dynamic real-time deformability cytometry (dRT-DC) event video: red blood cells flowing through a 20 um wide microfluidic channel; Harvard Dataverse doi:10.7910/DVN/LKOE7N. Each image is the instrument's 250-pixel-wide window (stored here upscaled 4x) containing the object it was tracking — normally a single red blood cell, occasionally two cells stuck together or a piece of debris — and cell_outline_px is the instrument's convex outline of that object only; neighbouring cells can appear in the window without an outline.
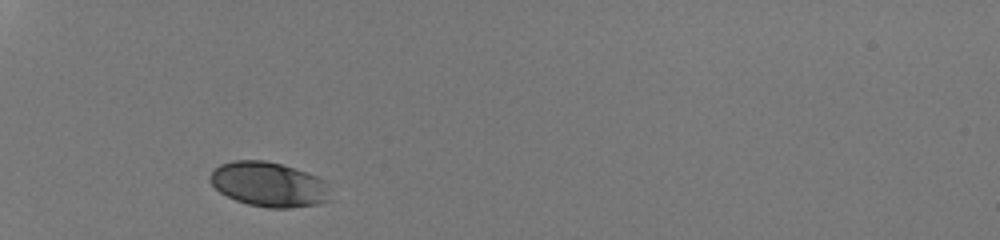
{"species": "human", "species_latin": "Homo sapiens", "temperature_condition": "room temperature", "stored_images_in_passage": 27, "camera_frame_rate_fps": 3000, "um_per_image_px": 0.085, "donor": {"sex": "male"}, "frame": {"image": 1, "passage_image": 1, "time_ms": 0.0, "image_size_px": [1000, 240], "cell_outline_px": [[332, 200], [320, 204], [288, 208], [268, 208], [248, 204], [236, 200], [220, 192], [208, 180], [208, 176], [220, 164], [232, 160], [264, 160], [280, 164], [308, 172], [324, 180]], "centroid_in_image_um": [22.86, 15.68], "position_along_channel_um": 62.1, "area_um2": 31.44}}
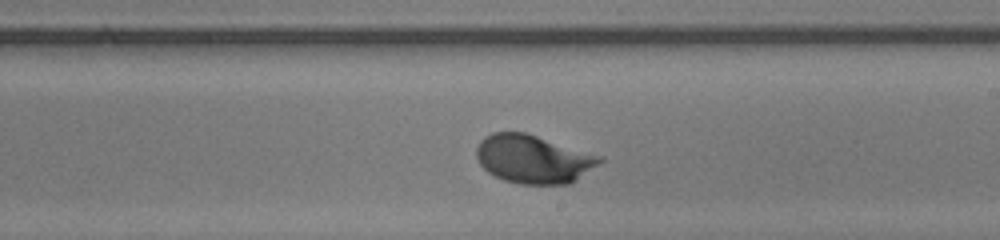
{"frame": {"image": 2, "passage_image": 16, "time_ms": 5.0, "image_size_px": [1000, 240], "cell_outline_px": [[604, 160], [600, 164], [576, 180], [568, 184], [520, 184], [504, 180], [488, 172], [480, 164], [476, 156], [476, 148], [480, 140], [484, 136], [492, 132], [524, 132], [604, 156]], "centroid_in_image_um": [45.35, 13.51], "position_along_channel_um": 243.6, "area_um2": 34.91}}
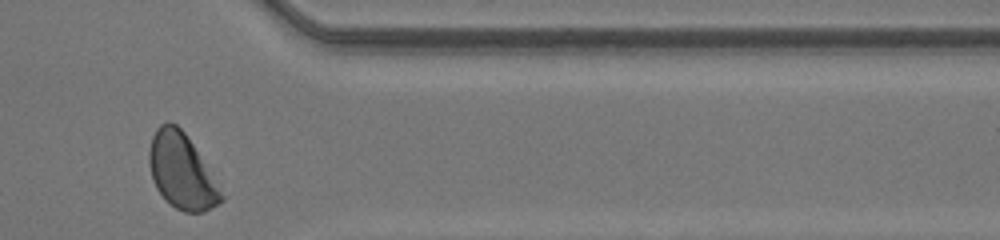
{"frame": {"image": 3, "passage_image": 27, "time_ms": 8.667, "image_size_px": [1000, 240], "cell_outline_px": [[224, 200], [212, 208], [204, 212], [184, 212], [176, 208], [156, 188], [152, 180], [148, 160], [148, 152], [152, 136], [156, 128], [160, 124], [168, 120], [176, 124], [184, 132], [192, 144], [224, 196]], "centroid_in_image_um": [15.4, 14.54], "position_along_channel_um": 396.0, "area_um2": 31.04}, "authors_computed_cell_mechanics": {"area_um2": 32.7726, "velocity_mm_per_s": 4.2224, "shape_relaxation_time_tau1_ms": 1.5396, "shape_relaxation_time_tau2_ms": null, "deformation_change_tau1": 0.1021, "deformation_change_tau2": null}}